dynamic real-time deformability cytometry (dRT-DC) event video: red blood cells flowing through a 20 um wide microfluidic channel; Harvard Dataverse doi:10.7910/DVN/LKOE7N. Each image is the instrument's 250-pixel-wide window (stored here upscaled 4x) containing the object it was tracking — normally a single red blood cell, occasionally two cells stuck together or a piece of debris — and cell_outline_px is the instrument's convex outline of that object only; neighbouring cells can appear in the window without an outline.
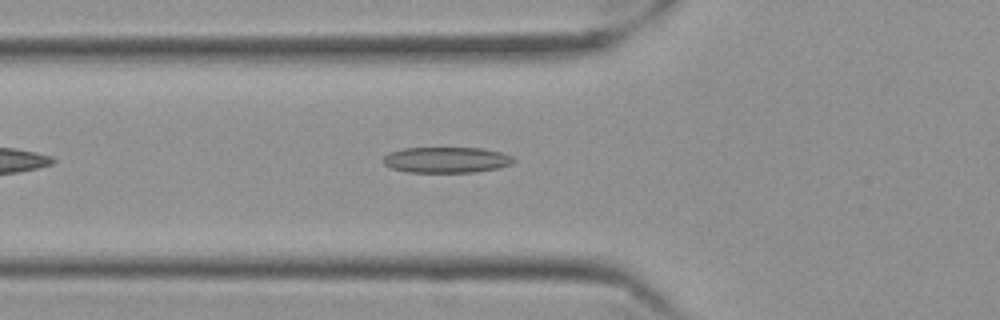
{"species": "Egyptian fruit bat (a non-hibernating species)", "species_latin": "Rousettus aegyptiacus", "temperature_condition": "cold", "stored_images_in_passage": 44, "camera_frame_rate_fps": 3000, "um_per_image_px": 0.085, "frame": {"image": 1, "passage_image": 8, "time_ms": 2.333, "image_size_px": [1000, 320], "cell_outline_px": [[516, 160], [512, 164], [496, 168], [476, 172], [408, 172], [392, 168], [384, 164], [384, 156], [392, 152], [404, 148], [484, 148], [500, 152], [512, 156]], "centroid_in_image_um": [37.98, 13.59], "position_along_channel_um": 87.8, "area_um2": 19.48}}
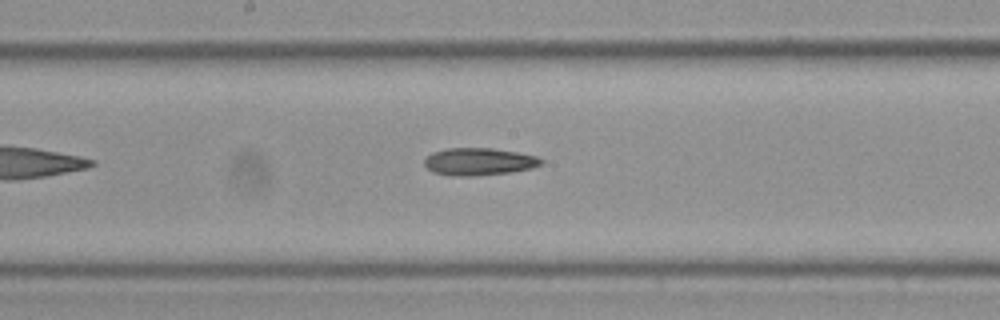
{"frame": {"image": 2, "passage_image": 18, "time_ms": 5.667, "image_size_px": [1000, 320], "cell_outline_px": [[544, 164], [532, 168], [512, 172], [476, 176], [448, 176], [436, 172], [428, 168], [424, 164], [424, 160], [432, 152], [448, 148], [492, 148], [516, 152], [536, 156], [544, 160]], "centroid_in_image_um": [40.74, 13.74], "position_along_channel_um": 207.5, "area_um2": 18.73}}
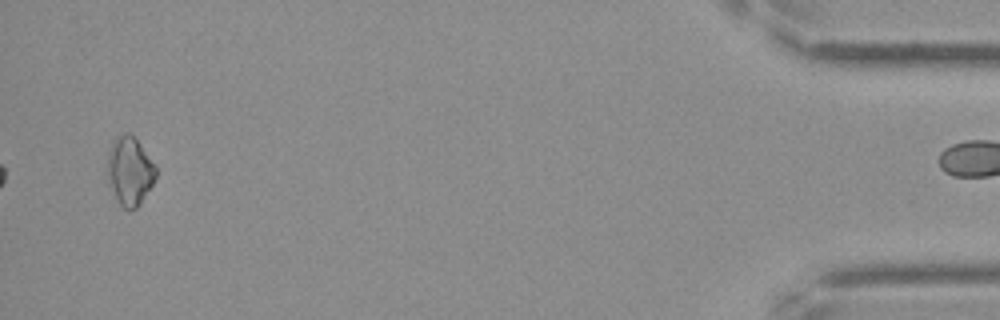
{"frame": {"image": 3, "passage_image": 43, "time_ms": 14.0, "image_size_px": [1000, 320], "cell_outline_px": [[156, 176], [152, 184], [140, 204], [136, 208], [128, 212], [120, 204], [108, 184], [108, 160], [112, 140], [116, 136], [124, 132], [128, 132], [136, 140], [156, 164]], "centroid_in_image_um": [11.03, 14.54], "position_along_channel_um": 424.2, "area_um2": 19.25}}